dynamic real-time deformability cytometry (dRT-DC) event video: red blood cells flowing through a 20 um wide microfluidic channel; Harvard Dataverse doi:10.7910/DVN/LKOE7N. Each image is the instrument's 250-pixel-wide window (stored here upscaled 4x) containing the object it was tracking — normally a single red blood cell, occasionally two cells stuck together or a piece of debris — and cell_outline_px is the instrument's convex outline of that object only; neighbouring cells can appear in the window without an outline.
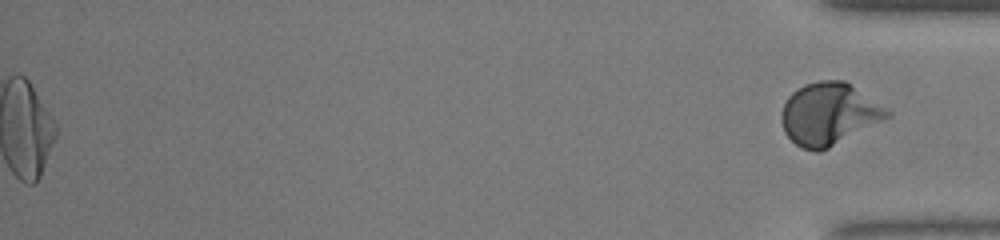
{"species": "human", "species_latin": "Homo sapiens", "temperature_condition": "warm", "stored_images_in_passage": 47, "segment_of_instrument_passage": [2, 2], "camera_frame_rate_fps": 3000, "um_per_image_px": 0.085, "donor": {"sex": "male"}, "frame": {"image": 1, "passage_image": 47, "time_ms": 15.333, "image_size_px": [1000, 240], "cell_outline_px": [[892, 116], [820, 152], [816, 152], [800, 148], [784, 132], [780, 120], [780, 112], [788, 96], [792, 92], [804, 84], [820, 80], [844, 80], [888, 108], [892, 112]], "centroid_in_image_um": [70.45, 9.69], "position_along_channel_um": 364.8, "area_um2": 38.49}}